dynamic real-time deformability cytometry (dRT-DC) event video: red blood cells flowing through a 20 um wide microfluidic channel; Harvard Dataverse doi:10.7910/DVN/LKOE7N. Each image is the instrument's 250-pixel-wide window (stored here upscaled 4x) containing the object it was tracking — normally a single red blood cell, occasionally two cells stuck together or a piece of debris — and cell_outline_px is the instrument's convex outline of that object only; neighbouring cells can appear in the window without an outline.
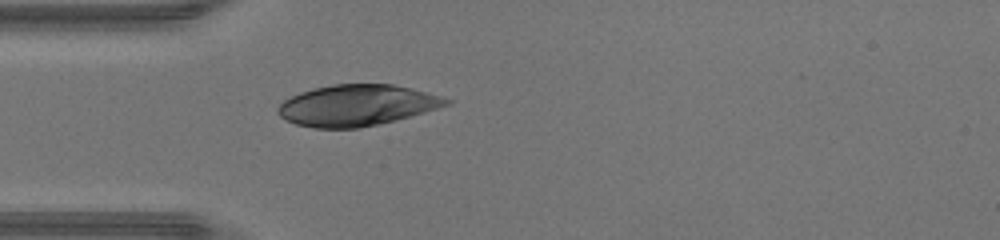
{"species": "human", "species_latin": "Homo sapiens", "temperature_condition": "warm", "stored_images_in_passage": 34, "camera_frame_rate_fps": 3000, "um_per_image_px": 0.085, "donor": {"sex": "male"}, "frame": {"image": 1, "passage_image": 1, "time_ms": 0.0, "image_size_px": [1000, 240], "cell_outline_px": [[452, 104], [396, 120], [360, 128], [312, 128], [296, 124], [284, 120], [276, 112], [276, 108], [284, 100], [300, 92], [312, 88], [332, 84], [392, 84], [412, 88], [440, 96], [452, 100]], "centroid_in_image_um": [30.31, 8.95], "position_along_channel_um": 54.7, "area_um2": 40.52}}
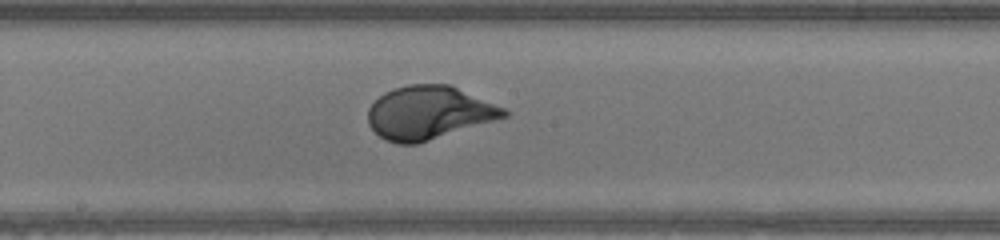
{"frame": {"image": 2, "passage_image": 12, "time_ms": 3.667, "image_size_px": [1000, 240], "cell_outline_px": [[508, 116], [416, 144], [396, 144], [380, 136], [368, 124], [368, 108], [384, 92], [408, 84], [448, 84], [504, 108], [508, 112]], "centroid_in_image_um": [36.42, 9.58], "position_along_channel_um": 211.8, "area_um2": 41.56}}
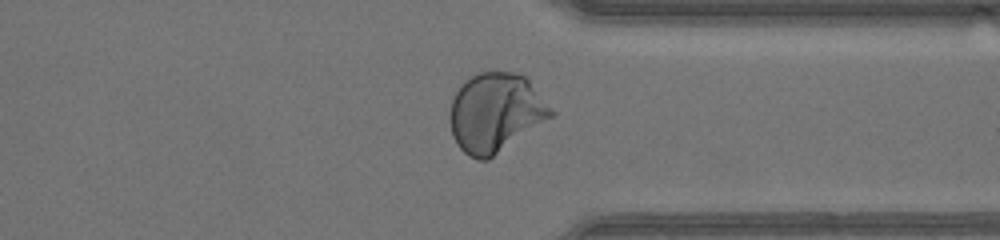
{"frame": {"image": 3, "passage_image": 23, "time_ms": 7.333, "image_size_px": [1000, 240], "cell_outline_px": [[556, 112], [552, 116], [488, 160], [476, 160], [468, 156], [456, 144], [452, 136], [448, 120], [448, 116], [452, 100], [460, 84], [464, 80], [480, 72], [512, 72], [524, 76], [528, 80]], "centroid_in_image_um": [42.07, 9.58], "position_along_channel_um": 369.3, "area_um2": 46.53}, "authors_computed_cell_mechanics": {"area_um2": 42.6275, "velocity_mm_per_s": 4.3641, "shape_relaxation_time_tau1_ms": 2.4247, "shape_relaxation_time_tau2_ms": null, "deformation_change_tau1": 0.1728, "deformation_change_tau2": null}}